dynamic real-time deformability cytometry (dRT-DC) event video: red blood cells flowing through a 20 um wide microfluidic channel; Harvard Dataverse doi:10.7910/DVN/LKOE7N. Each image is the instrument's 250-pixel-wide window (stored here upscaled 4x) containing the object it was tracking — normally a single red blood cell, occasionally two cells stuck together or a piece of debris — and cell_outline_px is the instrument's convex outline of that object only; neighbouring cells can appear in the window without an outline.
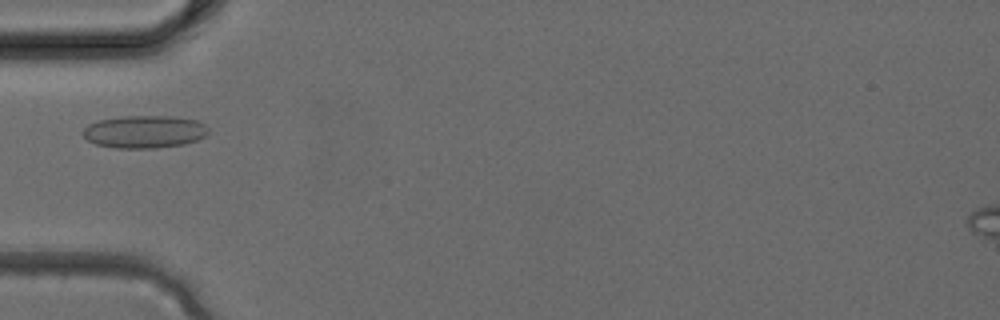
{"species": "common noctule bat (a hibernating species)", "species_latin": "Nyctalus noctula", "temperature_condition": "cold", "stored_images_in_passage": 3, "camera_frame_rate_fps": 3000, "um_per_image_px": 0.085, "animal": {"sex": "female", "body_mass_g": 24.6, "forearm_length_mm": 56.2}, "frame": {"image": 1, "passage_image": 3, "time_ms": 0.667, "image_size_px": [1000, 320], "cell_outline_px": [[208, 132], [204, 136], [196, 140], [184, 144], [156, 148], [116, 148], [96, 144], [88, 140], [80, 132], [88, 124], [100, 120], [124, 116], [172, 116], [196, 120], [204, 124], [208, 128]], "centroid_in_image_um": [12.26, 11.2], "position_along_channel_um": 72.7, "area_um2": 23.81}}